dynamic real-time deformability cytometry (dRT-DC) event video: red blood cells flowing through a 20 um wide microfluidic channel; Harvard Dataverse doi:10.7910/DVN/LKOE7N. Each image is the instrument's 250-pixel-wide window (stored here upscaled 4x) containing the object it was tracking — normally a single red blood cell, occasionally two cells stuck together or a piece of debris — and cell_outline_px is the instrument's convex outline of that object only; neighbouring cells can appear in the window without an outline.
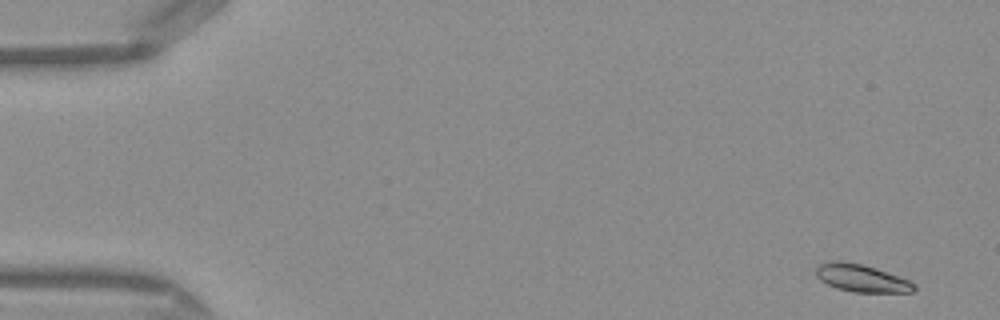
{"species": "Egyptian fruit bat (a non-hibernating species)", "species_latin": "Rousettus aegyptiacus", "temperature_condition": "warm", "stored_images_in_passage": 48, "camera_frame_rate_fps": 3000, "um_per_image_px": 0.085, "frame": {"image": 1, "passage_image": 1, "time_ms": 0.0, "image_size_px": [1000, 320], "cell_outline_px": [[916, 288], [912, 292], [852, 292], [836, 288], [820, 280], [816, 276], [816, 268], [820, 264], [828, 260], [840, 260], [860, 264], [908, 280], [916, 284]], "centroid_in_image_um": [73.17, 23.65], "position_along_channel_um": 11.8, "area_um2": 15.49}}
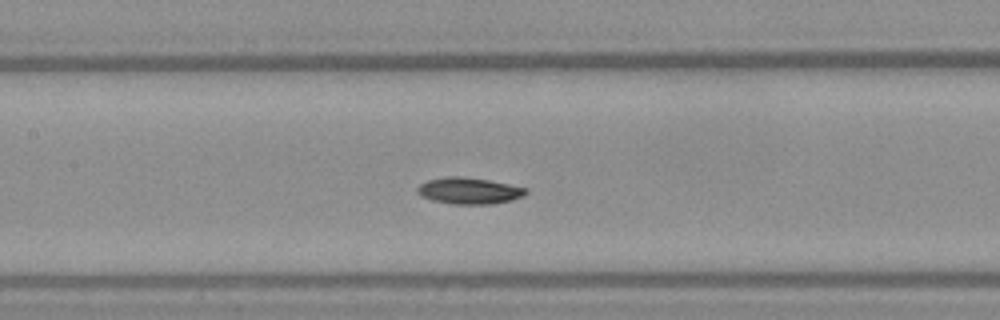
{"frame": {"image": 2, "passage_image": 22, "time_ms": 7.0, "image_size_px": [1000, 320], "cell_outline_px": [[528, 192], [524, 196], [512, 200], [492, 204], [452, 204], [432, 200], [420, 196], [416, 192], [416, 188], [420, 184], [428, 180], [448, 176], [460, 176], [488, 180], [528, 188]], "centroid_in_image_um": [39.87, 16.22], "position_along_channel_um": 167.5, "area_um2": 16.82}}
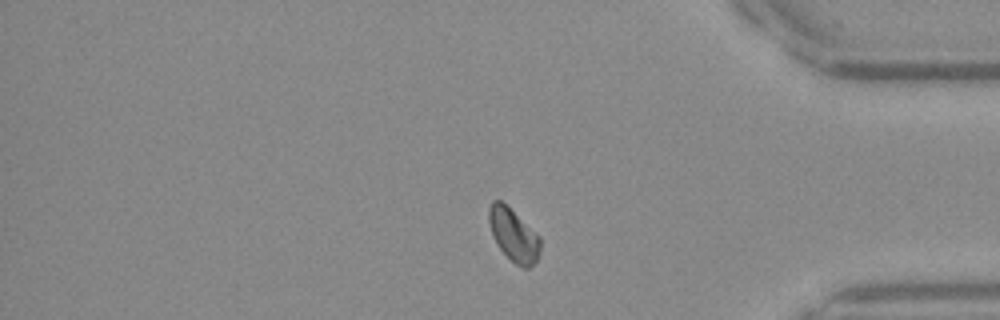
{"frame": {"image": 3, "passage_image": 40, "time_ms": 13.0, "image_size_px": [1000, 320], "cell_outline_px": [[540, 252], [536, 260], [528, 268], [524, 268], [516, 264], [496, 244], [492, 236], [488, 220], [488, 208], [492, 200], [500, 200], [540, 236]], "centroid_in_image_um": [43.63, 19.96], "position_along_channel_um": 391.6, "area_um2": 15.55}}